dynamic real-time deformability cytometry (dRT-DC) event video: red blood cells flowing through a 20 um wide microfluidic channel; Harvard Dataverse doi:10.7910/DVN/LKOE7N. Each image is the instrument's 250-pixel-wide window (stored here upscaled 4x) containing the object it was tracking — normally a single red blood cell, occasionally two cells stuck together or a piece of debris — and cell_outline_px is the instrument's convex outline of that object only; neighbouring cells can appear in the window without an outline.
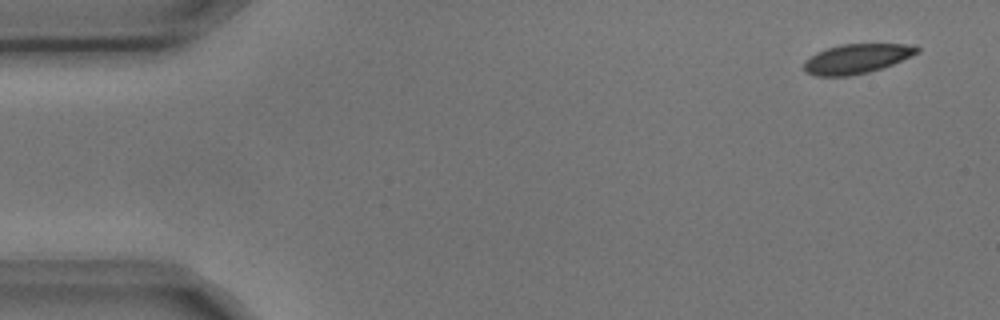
{"species": "common noctule bat (a hibernating species)", "species_latin": "Nyctalus noctula", "temperature_condition": "cold", "stored_images_in_passage": 4, "segment_of_instrument_passage": [2, 2], "camera_frame_rate_fps": 3000, "um_per_image_px": 0.085, "animal": {"sex": "male", "body_mass_g": 17.9, "forearm_length_mm": 54.2}, "frame": {"image": 1, "passage_image": 4, "time_ms": 1.0, "image_size_px": [1000, 320], "cell_outline_px": [[920, 52], [892, 64], [868, 72], [848, 76], [816, 76], [804, 72], [804, 60], [816, 52], [828, 48], [844, 44], [904, 44], [920, 48]], "centroid_in_image_um": [72.77, 5.0], "position_along_channel_um": 12.2, "area_um2": 19.31}}